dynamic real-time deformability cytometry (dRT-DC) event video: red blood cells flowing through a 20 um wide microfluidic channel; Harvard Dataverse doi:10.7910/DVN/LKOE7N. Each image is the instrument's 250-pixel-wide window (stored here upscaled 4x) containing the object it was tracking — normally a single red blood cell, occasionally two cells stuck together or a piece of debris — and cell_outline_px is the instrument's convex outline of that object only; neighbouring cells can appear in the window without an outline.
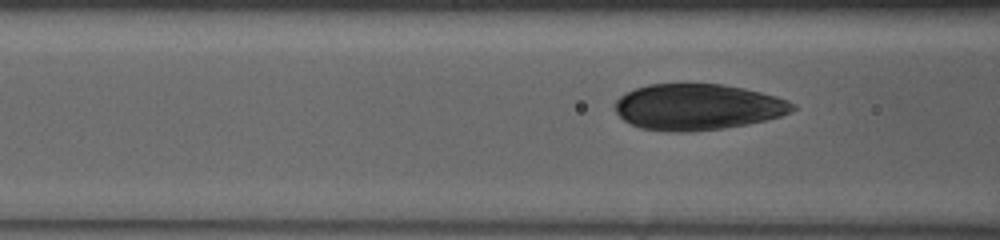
{"species": "human", "species_latin": "Homo sapiens", "temperature_condition": "warm", "stored_images_in_passage": 42, "camera_frame_rate_fps": 3000, "um_per_image_px": 0.085, "donor": {"sex": "female"}, "frame": {"image": 1, "passage_image": 37, "time_ms": 12.0, "image_size_px": [1000, 240], "cell_outline_px": [[796, 108], [780, 116], [764, 120], [724, 128], [684, 132], [672, 132], [640, 128], [624, 120], [616, 112], [612, 104], [620, 96], [636, 88], [648, 84], [724, 84], [744, 88], [776, 96], [788, 100], [796, 104]], "centroid_in_image_um": [59.27, 9.08], "position_along_channel_um": 107.3, "area_um2": 47.57}}